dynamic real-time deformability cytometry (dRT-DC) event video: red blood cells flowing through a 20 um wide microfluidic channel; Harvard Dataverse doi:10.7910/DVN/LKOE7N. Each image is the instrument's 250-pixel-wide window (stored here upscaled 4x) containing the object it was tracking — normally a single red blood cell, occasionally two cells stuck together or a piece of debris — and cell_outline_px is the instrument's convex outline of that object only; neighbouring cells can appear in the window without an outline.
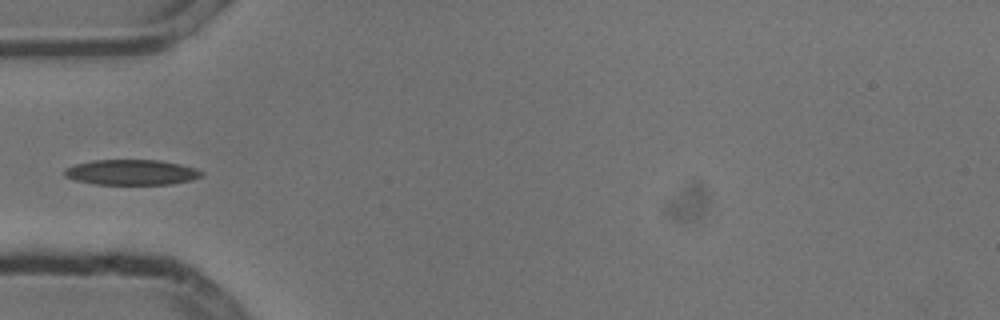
{"species": "common noctule bat (a hibernating species)", "species_latin": "Nyctalus noctula", "temperature_condition": "cold", "stored_images_in_passage": 5, "camera_frame_rate_fps": 3000, "um_per_image_px": 0.085, "animal": {"sex": "male", "body_mass_g": 13.3}, "frame": {"image": 1, "passage_image": 5, "time_ms": 1.333, "image_size_px": [1000, 320], "cell_outline_px": [[204, 176], [192, 180], [172, 184], [96, 184], [76, 180], [64, 176], [64, 168], [76, 164], [92, 160], [160, 160], [180, 164], [196, 168], [204, 172]], "centroid_in_image_um": [11.21, 14.64], "position_along_channel_um": 73.8, "area_um2": 20.35}}